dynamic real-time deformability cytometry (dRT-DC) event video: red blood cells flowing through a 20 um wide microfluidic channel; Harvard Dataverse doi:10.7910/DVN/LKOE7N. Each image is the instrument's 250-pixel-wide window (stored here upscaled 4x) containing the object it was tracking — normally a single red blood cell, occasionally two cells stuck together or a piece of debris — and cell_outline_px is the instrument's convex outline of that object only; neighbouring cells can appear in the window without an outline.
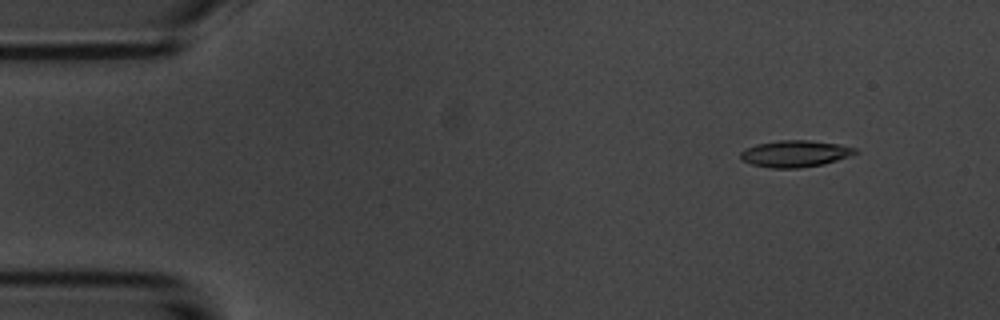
{"species": "common noctule bat (a hibernating species)", "species_latin": "Nyctalus noctula", "temperature_condition": "room temperature", "stored_images_in_passage": 5, "camera_frame_rate_fps": 3000, "um_per_image_px": 0.085, "animal": {"sex": "male", "body_mass_g": 20.1, "forearm_length_mm": 53.5}, "frame": {"image": 1, "passage_image": 2, "time_ms": 1.333, "image_size_px": [1000, 320], "cell_outline_px": [[860, 152], [852, 156], [824, 164], [800, 168], [772, 168], [752, 164], [740, 160], [740, 152], [744, 148], [756, 144], [780, 140], [808, 140], [840, 144], [856, 148]], "centroid_in_image_um": [67.6, 13.06], "position_along_channel_um": 17.4, "area_um2": 18.09}}
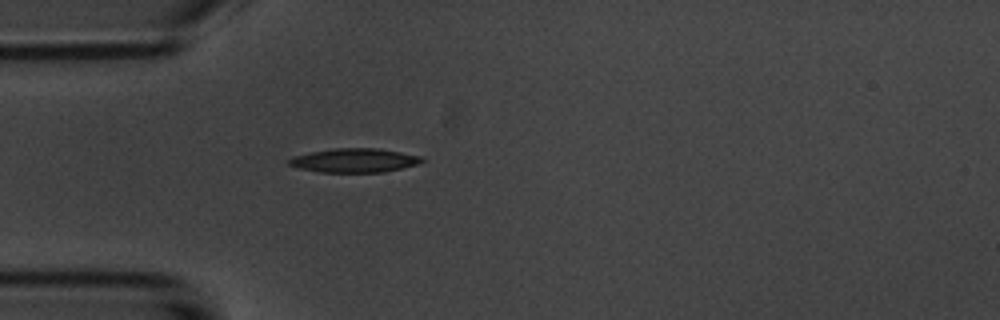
{"frame": {"image": 2, "passage_image": 5, "time_ms": 4.667, "image_size_px": [1000, 320], "cell_outline_px": [[424, 160], [416, 164], [384, 172], [320, 172], [300, 168], [288, 164], [288, 160], [292, 156], [332, 148], [376, 148], [400, 152], [420, 156]], "centroid_in_image_um": [30.09, 13.63], "position_along_channel_um": 54.9, "area_um2": 18.32}}